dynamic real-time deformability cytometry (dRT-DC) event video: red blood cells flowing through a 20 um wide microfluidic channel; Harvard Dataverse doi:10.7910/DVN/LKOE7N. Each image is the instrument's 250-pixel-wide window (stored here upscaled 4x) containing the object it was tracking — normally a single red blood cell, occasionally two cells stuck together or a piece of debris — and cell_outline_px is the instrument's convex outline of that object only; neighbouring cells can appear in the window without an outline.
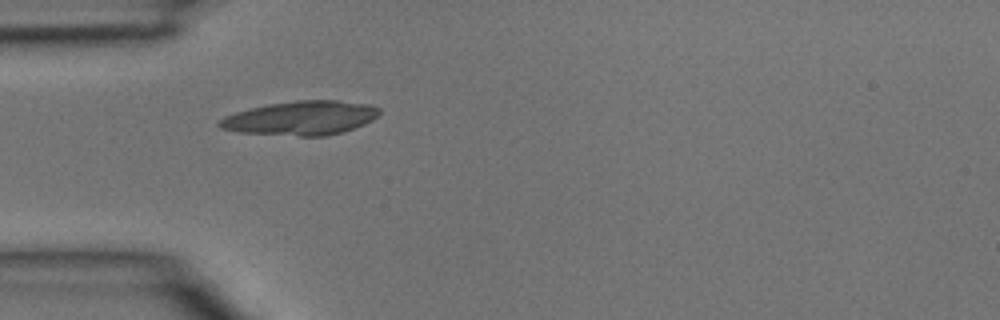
{"species": "common noctule bat (a hibernating species)", "species_latin": "Nyctalus noctula", "temperature_condition": "room temperature", "stored_images_in_passage": 1, "camera_frame_rate_fps": 3000, "um_per_image_px": 0.085, "animal": {"sex": "male", "body_mass_g": 15.6}, "frame": {"image": 1, "passage_image": 1, "time_ms": 0.0, "image_size_px": [1000, 320], "cell_outline_px": [[380, 112], [372, 120], [364, 124], [344, 132], [328, 136], [300, 136], [236, 132], [220, 128], [216, 124], [224, 116], [236, 112], [268, 104], [296, 100], [336, 100], [372, 104], [380, 108]], "centroid_in_image_um": [25.59, 10.03], "position_along_channel_um": 59.4, "area_um2": 31.91}}